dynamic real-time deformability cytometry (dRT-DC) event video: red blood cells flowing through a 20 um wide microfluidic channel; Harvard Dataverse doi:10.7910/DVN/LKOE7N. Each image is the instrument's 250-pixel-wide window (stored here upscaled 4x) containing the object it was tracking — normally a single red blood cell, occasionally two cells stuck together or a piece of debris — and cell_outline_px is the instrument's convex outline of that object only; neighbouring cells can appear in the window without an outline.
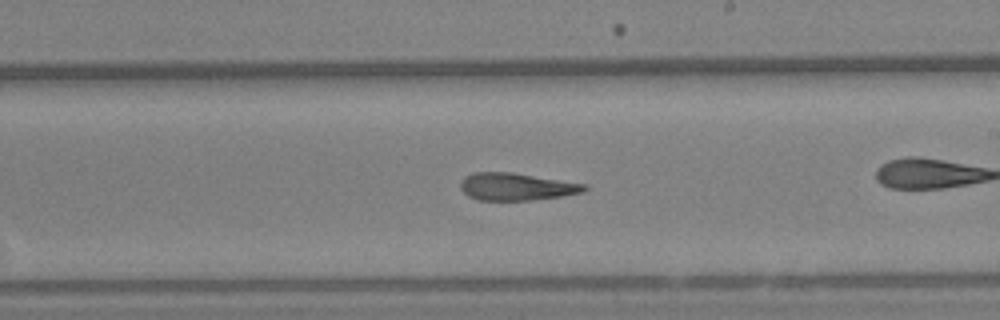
{"species": "Egyptian fruit bat (a non-hibernating species)", "species_latin": "Rousettus aegyptiacus", "temperature_condition": "warm", "stored_images_in_passage": 48, "camera_frame_rate_fps": 3000, "um_per_image_px": 0.085, "animal": {"sex": "female"}, "frame": {"image": 1, "passage_image": 35, "time_ms": 11.333, "image_size_px": [1000, 320], "cell_outline_px": [[588, 188], [584, 192], [560, 196], [532, 200], [476, 200], [468, 196], [460, 188], [460, 180], [464, 176], [472, 172], [512, 172], [588, 184]], "centroid_in_image_um": [43.88, 15.86], "position_along_channel_um": 245.1, "area_um2": 20.0}}